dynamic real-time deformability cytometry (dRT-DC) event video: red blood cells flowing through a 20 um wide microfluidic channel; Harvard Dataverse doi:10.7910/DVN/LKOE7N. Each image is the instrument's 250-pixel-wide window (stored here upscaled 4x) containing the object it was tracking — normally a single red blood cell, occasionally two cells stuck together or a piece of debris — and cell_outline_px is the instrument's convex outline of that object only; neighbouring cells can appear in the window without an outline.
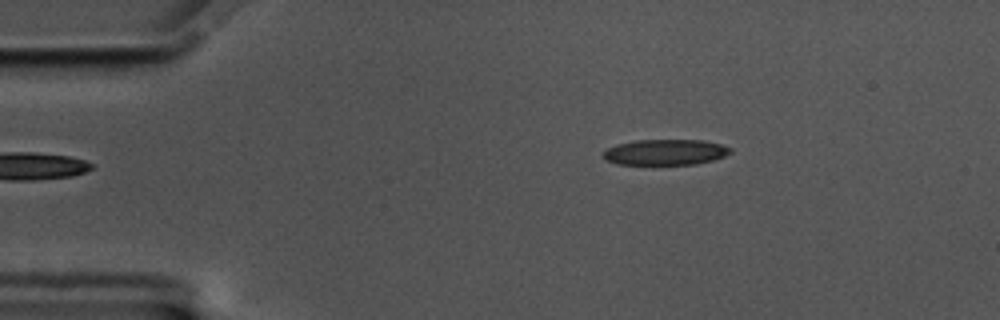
{"species": "common noctule bat (a hibernating species)", "species_latin": "Nyctalus noctula", "temperature_condition": "cold", "stored_images_in_passage": 48, "camera_frame_rate_fps": 3000, "um_per_image_px": 0.085, "animal": {"sex": "male", "body_mass_g": 17.5, "forearm_length_mm": 52.3}, "frame": {"image": 1, "passage_image": 1, "time_ms": 0.0, "image_size_px": [1000, 320], "cell_outline_px": [[732, 152], [724, 156], [712, 160], [696, 164], [616, 164], [604, 160], [600, 156], [608, 148], [616, 144], [636, 140], [704, 140], [720, 144], [732, 148]], "centroid_in_image_um": [56.52, 12.93], "position_along_channel_um": 28.5, "area_um2": 19.13}}
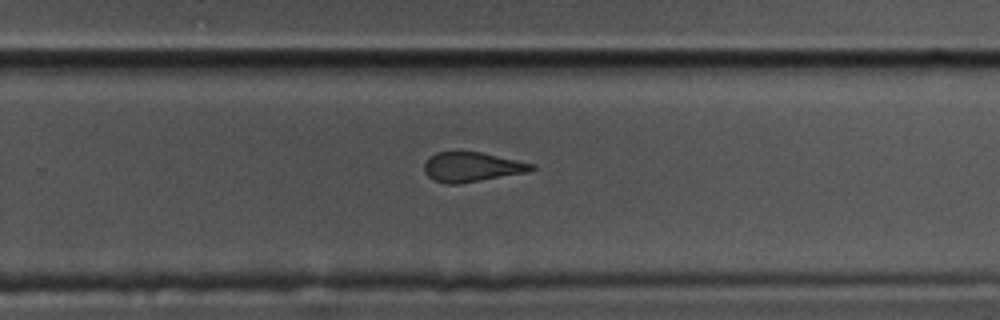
{"frame": {"image": 2, "passage_image": 28, "time_ms": 9.0, "image_size_px": [1000, 320], "cell_outline_px": [[536, 168], [528, 172], [456, 184], [448, 184], [432, 180], [424, 172], [424, 164], [428, 156], [436, 152], [480, 152], [536, 164]], "centroid_in_image_um": [40.09, 14.19], "position_along_channel_um": 289.7, "area_um2": 18.5}}
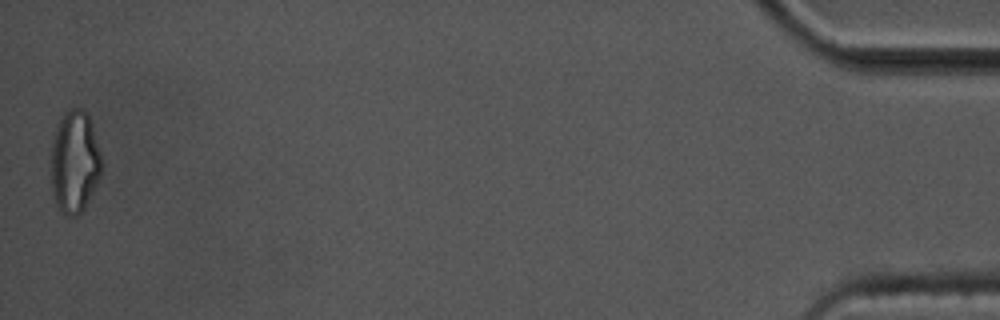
{"frame": {"image": 3, "passage_image": 48, "time_ms": 15.667, "image_size_px": [1000, 320], "cell_outline_px": [[100, 176], [84, 208], [76, 216], [68, 216], [56, 204], [52, 192], [52, 140], [60, 120], [64, 112], [72, 108], [80, 108], [88, 116], [100, 152]], "centroid_in_image_um": [6.33, 13.76], "position_along_channel_um": 428.9, "area_um2": 29.3}, "authors_computed_cell_mechanics": {"area_um2": 19.9121, "velocity_mm_per_s": 3.501, "shape_relaxation_time_tau1_ms": null, "shape_relaxation_time_tau2_ms": 2.6076, "deformation_change_tau1": null, "deformation_change_tau2": 0.0856}}